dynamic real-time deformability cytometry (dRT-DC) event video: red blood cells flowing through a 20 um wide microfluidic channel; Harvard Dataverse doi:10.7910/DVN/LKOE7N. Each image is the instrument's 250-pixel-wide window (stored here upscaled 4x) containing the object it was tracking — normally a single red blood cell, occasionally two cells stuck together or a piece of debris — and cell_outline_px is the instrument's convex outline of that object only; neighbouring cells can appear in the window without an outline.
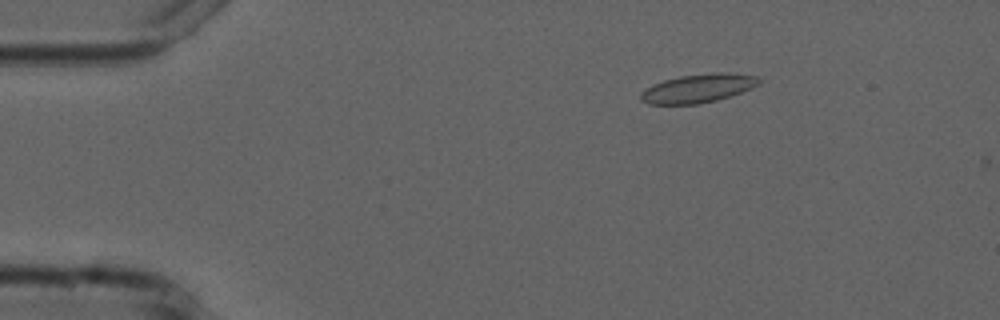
{"species": "common noctule bat (a hibernating species)", "species_latin": "Nyctalus noctula", "temperature_condition": "cold", "stored_images_in_passage": 4, "camera_frame_rate_fps": 3000, "um_per_image_px": 0.085, "animal": {"sex": "male", "forearm_length_mm": 52.5}, "frame": {"image": 1, "passage_image": 3, "time_ms": 2.333, "image_size_px": [1000, 320], "cell_outline_px": [[760, 84], [752, 88], [716, 100], [696, 104], [648, 104], [640, 100], [640, 92], [652, 84], [664, 80], [680, 76], [720, 72], [724, 72], [756, 76], [760, 80]], "centroid_in_image_um": [59.3, 7.51], "position_along_channel_um": 25.7, "area_um2": 19.54}}